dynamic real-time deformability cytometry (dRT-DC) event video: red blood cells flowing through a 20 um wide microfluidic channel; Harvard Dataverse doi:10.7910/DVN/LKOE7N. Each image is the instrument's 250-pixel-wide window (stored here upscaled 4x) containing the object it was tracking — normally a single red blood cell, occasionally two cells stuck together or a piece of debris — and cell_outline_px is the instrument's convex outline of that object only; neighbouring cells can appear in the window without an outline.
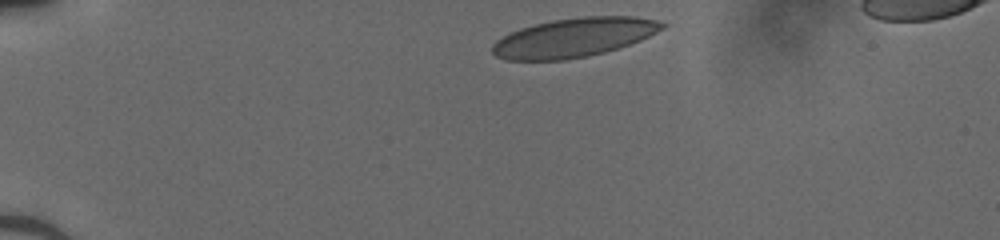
{"species": "human", "species_latin": "Homo sapiens", "temperature_condition": "cold", "stored_images_in_passage": 3, "camera_frame_rate_fps": 3000, "um_per_image_px": 0.085, "donor": {"sex": "male"}, "frame": {"image": 1, "passage_image": 1, "time_ms": 0.0, "image_size_px": [1000, 240], "cell_outline_px": [[668, 24], [664, 28], [640, 40], [604, 52], [588, 56], [564, 60], [508, 60], [496, 56], [492, 52], [492, 44], [496, 40], [520, 28], [532, 24], [552, 20], [584, 16], [636, 16], [656, 20]], "centroid_in_image_um": [48.77, 3.18], "position_along_channel_um": 36.2, "area_um2": 38.55}}